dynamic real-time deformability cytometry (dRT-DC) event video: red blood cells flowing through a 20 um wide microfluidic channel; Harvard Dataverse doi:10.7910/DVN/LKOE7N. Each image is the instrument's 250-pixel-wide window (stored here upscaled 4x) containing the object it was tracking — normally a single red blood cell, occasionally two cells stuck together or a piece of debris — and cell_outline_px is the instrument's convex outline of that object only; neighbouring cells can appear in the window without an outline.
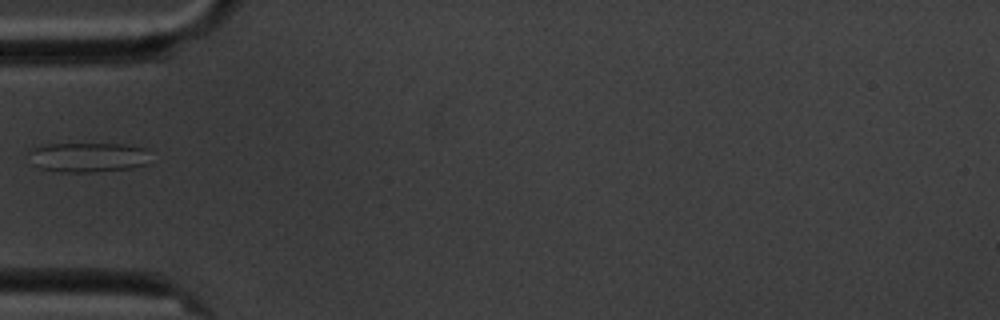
{"species": "common noctule bat (a hibernating species)", "species_latin": "Nyctalus noctula", "temperature_condition": "cold", "stored_images_in_passage": 9, "camera_frame_rate_fps": 3000, "um_per_image_px": 0.085, "animal": {"sex": "male", "body_mass_g": 20.1, "forearm_length_mm": 53.5}, "frame": {"image": 1, "passage_image": 1, "time_ms": 0.0, "image_size_px": [1000, 320], "cell_outline_px": [[148, 164], [132, 168], [92, 172], [60, 172], [40, 168], [32, 164], [28, 152], [44, 144], [124, 144], [144, 148]], "centroid_in_image_um": [7.44, 13.37], "position_along_channel_um": 77.6, "area_um2": 20.87}}
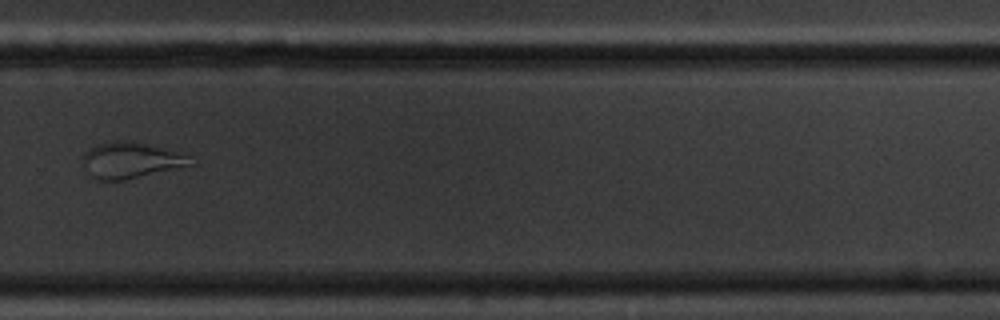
{"frame": {"image": 2, "passage_image": 7, "time_ms": 7.0, "image_size_px": [1000, 320], "cell_outline_px": [[196, 164], [124, 180], [96, 180], [88, 172], [84, 164], [84, 152], [96, 144], [104, 140], [132, 140], [176, 152], [188, 156]], "centroid_in_image_um": [11.09, 13.6], "position_along_channel_um": 318.7, "area_um2": 22.54}}
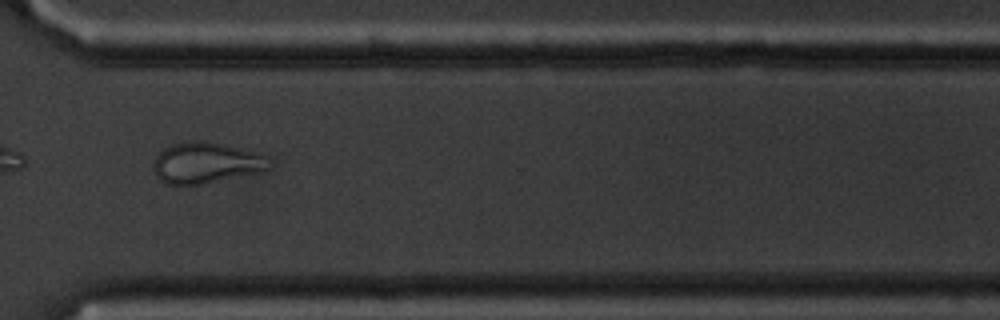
{"frame": {"image": 3, "passage_image": 8, "time_ms": 8.0, "image_size_px": [1000, 320], "cell_outline_px": [[268, 168], [200, 184], [168, 184], [160, 180], [156, 176], [152, 164], [156, 156], [164, 148], [172, 144], [192, 140], [204, 140], [224, 144], [252, 152], [264, 156]], "centroid_in_image_um": [17.35, 13.81], "position_along_channel_um": 353.2, "area_um2": 26.59}}